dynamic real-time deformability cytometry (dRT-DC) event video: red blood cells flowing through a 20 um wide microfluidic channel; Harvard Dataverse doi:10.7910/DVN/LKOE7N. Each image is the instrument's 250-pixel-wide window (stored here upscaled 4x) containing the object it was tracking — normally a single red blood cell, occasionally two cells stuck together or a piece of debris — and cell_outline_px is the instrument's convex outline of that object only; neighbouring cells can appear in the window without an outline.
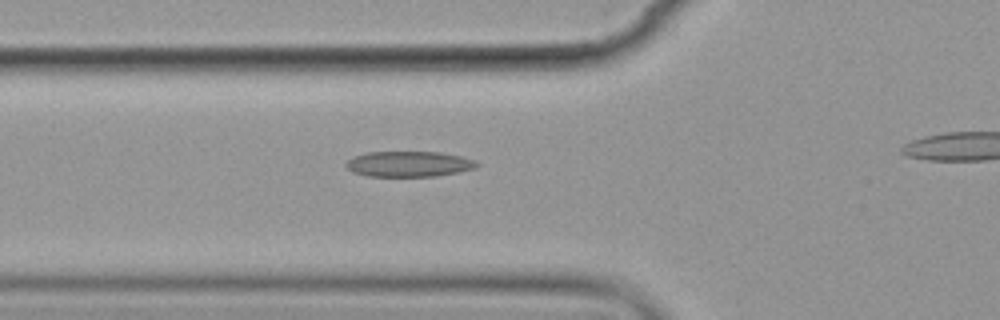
{"species": "common noctule bat (a hibernating species)", "species_latin": "Nyctalus noctula", "temperature_condition": "cold", "stored_images_in_passage": 4, "camera_frame_rate_fps": 3000, "um_per_image_px": 0.085, "animal": {"sex": "female", "body_mass_g": 19.9}, "frame": {"image": 1, "passage_image": 3, "time_ms": 2.333, "image_size_px": [1000, 320], "cell_outline_px": [[480, 164], [476, 168], [460, 172], [436, 176], [368, 176], [352, 172], [344, 164], [352, 156], [368, 152], [440, 152], [460, 156], [476, 160]], "centroid_in_image_um": [34.77, 13.94], "position_along_channel_um": 91.0, "area_um2": 19.59}}